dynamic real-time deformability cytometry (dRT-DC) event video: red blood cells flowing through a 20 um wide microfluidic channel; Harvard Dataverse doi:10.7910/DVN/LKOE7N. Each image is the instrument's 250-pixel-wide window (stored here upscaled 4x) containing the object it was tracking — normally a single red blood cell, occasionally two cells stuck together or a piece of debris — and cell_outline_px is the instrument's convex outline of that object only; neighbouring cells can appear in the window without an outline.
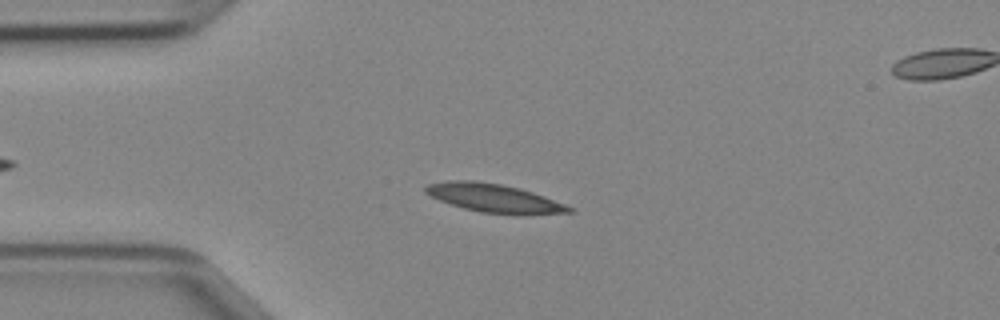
{"species": "Egyptian fruit bat (a non-hibernating species)", "species_latin": "Rousettus aegyptiacus", "temperature_condition": "cold", "stored_images_in_passage": 44, "camera_frame_rate_fps": 3000, "um_per_image_px": 0.085, "animal": {"sex": "female"}, "frame": {"image": 1, "passage_image": 8, "time_ms": 2.333, "image_size_px": [1000, 320], "cell_outline_px": [[572, 212], [524, 216], [516, 216], [480, 212], [464, 208], [440, 200], [424, 192], [424, 188], [428, 184], [448, 180], [472, 180], [500, 184], [520, 188], [544, 196], [564, 204], [572, 208]], "centroid_in_image_um": [42.02, 16.86], "position_along_channel_um": 43.0, "area_um2": 23.99}}
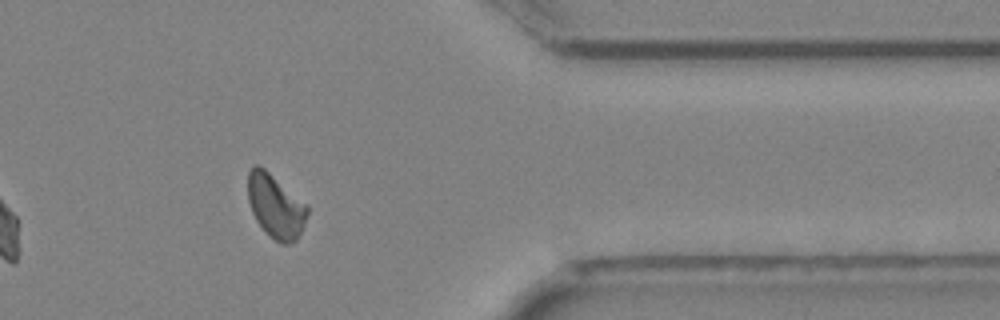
{"frame": {"image": 2, "passage_image": 35, "time_ms": 11.333, "image_size_px": [1000, 320], "cell_outline_px": [[308, 212], [304, 224], [296, 240], [288, 244], [280, 244], [256, 220], [252, 212], [248, 200], [248, 172], [252, 164], [256, 164], [264, 168], [308, 204]], "centroid_in_image_um": [23.43, 17.48], "position_along_channel_um": 388.0, "area_um2": 21.91}}
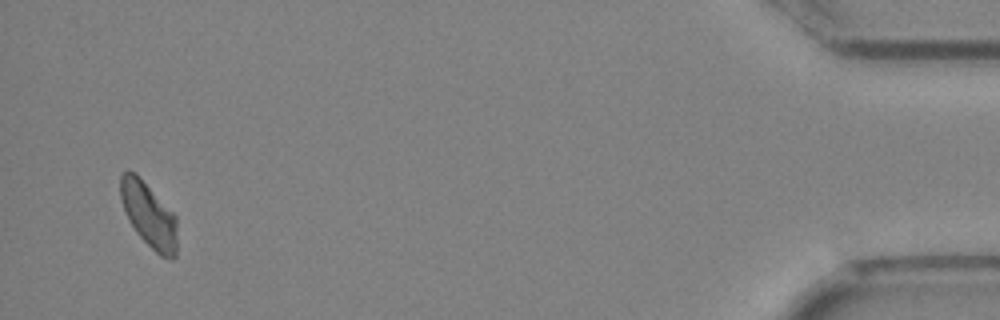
{"frame": {"image": 3, "passage_image": 42, "time_ms": 13.667, "image_size_px": [1000, 320], "cell_outline_px": [[176, 256], [172, 260], [160, 256], [136, 232], [128, 220], [120, 196], [120, 176], [124, 172], [136, 172], [176, 216]], "centroid_in_image_um": [12.65, 18.27], "position_along_channel_um": 422.6, "area_um2": 21.21}}